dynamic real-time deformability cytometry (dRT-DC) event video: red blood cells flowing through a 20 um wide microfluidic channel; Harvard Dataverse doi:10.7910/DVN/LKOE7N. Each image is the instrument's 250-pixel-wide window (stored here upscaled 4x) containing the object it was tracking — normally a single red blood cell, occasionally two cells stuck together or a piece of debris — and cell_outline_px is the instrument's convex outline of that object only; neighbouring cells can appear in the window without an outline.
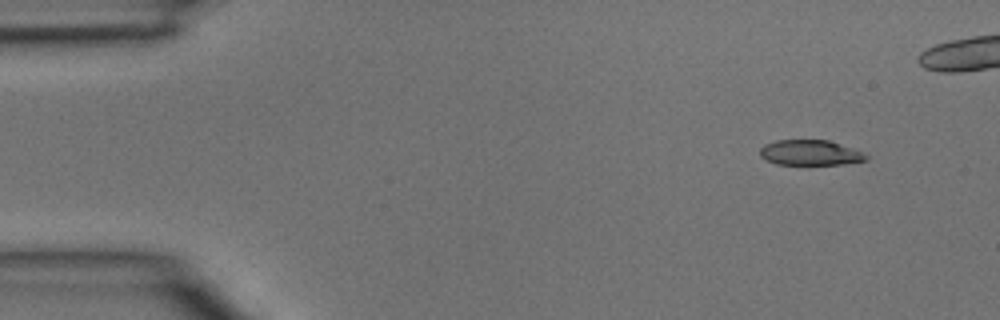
{"species": "common noctule bat (a hibernating species)", "species_latin": "Nyctalus noctula", "temperature_condition": "room temperature", "stored_images_in_passage": 5, "camera_frame_rate_fps": 3000, "um_per_image_px": 0.085, "animal": {"sex": "male", "body_mass_g": 15.6}, "frame": {"image": 1, "passage_image": 1, "time_ms": 0.0, "image_size_px": [1000, 320], "cell_outline_px": [[868, 160], [844, 164], [776, 164], [764, 160], [760, 156], [760, 148], [764, 144], [776, 140], [828, 140], [860, 152], [868, 156]], "centroid_in_image_um": [68.8, 12.98], "position_along_channel_um": 16.2, "area_um2": 15.49}}